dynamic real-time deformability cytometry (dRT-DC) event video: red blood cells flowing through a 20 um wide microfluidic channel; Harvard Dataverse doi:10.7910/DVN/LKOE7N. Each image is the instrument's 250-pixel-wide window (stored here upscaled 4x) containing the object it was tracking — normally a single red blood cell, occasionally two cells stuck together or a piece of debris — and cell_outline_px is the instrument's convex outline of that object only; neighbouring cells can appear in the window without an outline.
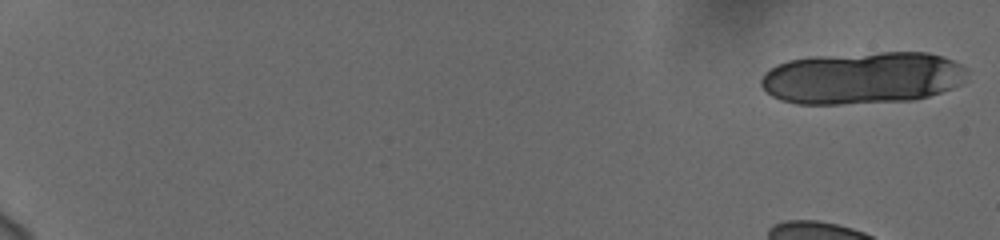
{"species": "human", "species_latin": "Homo sapiens", "temperature_condition": "cold", "stored_images_in_passage": 14, "camera_frame_rate_fps": 3000, "um_per_image_px": 0.085, "donor": {"sex": "female"}, "frame": {"image": 1, "passage_image": 1, "time_ms": 0.0, "image_size_px": [1000, 240], "cell_outline_px": [[968, 72], [964, 80], [960, 84], [952, 88], [928, 96], [912, 100], [840, 104], [796, 104], [780, 100], [772, 96], [760, 84], [760, 80], [764, 72], [776, 64], [788, 60], [808, 56], [880, 52], [928, 52], [944, 56], [968, 68]], "centroid_in_image_um": [73.29, 6.61], "position_along_channel_um": 11.7, "area_um2": 63.23}}